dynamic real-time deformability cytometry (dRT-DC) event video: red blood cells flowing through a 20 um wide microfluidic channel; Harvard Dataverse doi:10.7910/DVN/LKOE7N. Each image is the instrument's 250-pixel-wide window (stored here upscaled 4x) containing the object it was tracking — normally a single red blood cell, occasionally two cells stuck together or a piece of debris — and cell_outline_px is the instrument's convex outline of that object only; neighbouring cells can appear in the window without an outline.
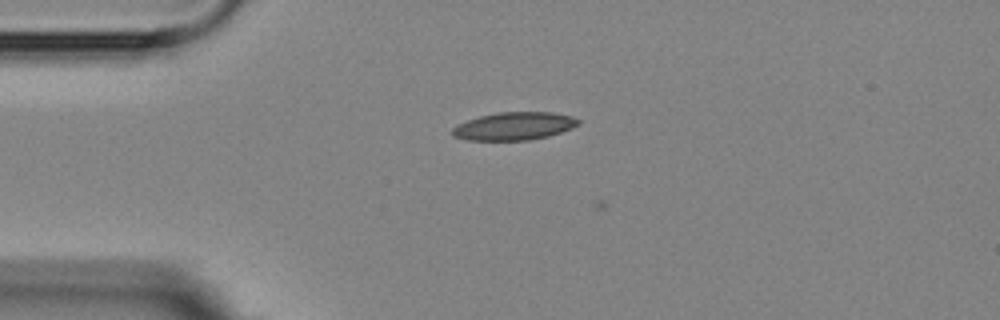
{"species": "Egyptian fruit bat (a non-hibernating species)", "species_latin": "Rousettus aegyptiacus", "temperature_condition": "room temperature", "stored_images_in_passage": 4, "camera_frame_rate_fps": 3000, "um_per_image_px": 0.085, "animal": {"sex": "female"}, "frame": {"image": 1, "passage_image": 3, "time_ms": 2.333, "image_size_px": [1000, 320], "cell_outline_px": [[580, 124], [572, 128], [548, 136], [528, 140], [468, 140], [452, 136], [452, 128], [468, 120], [480, 116], [496, 112], [552, 112], [572, 116], [580, 120]], "centroid_in_image_um": [43.72, 10.71], "position_along_channel_um": 41.3, "area_um2": 20.4}}